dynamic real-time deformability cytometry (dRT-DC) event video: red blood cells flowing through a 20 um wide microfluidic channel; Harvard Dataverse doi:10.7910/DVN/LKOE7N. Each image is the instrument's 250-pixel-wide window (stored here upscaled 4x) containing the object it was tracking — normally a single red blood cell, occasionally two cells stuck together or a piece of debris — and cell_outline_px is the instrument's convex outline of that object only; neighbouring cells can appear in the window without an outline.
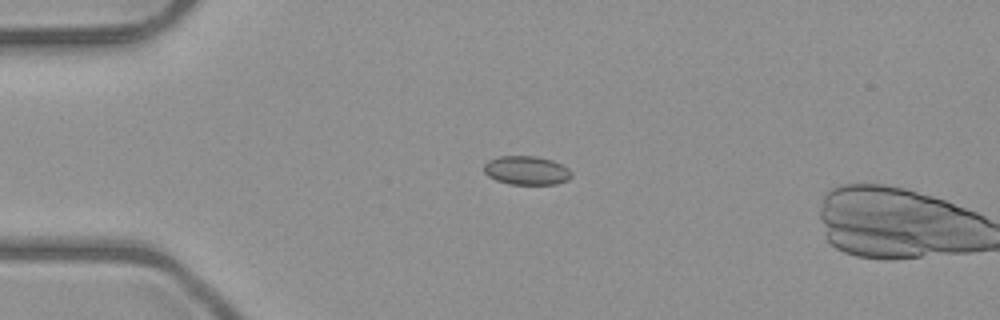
{"species": "common noctule bat (a hibernating species)", "species_latin": "Nyctalus noctula", "temperature_condition": "room temperature", "stored_images_in_passage": 2, "camera_frame_rate_fps": 3000, "um_per_image_px": 0.085, "animal": {"sex": "male", "body_mass_g": 23.1, "forearm_length_mm": 52.7}, "frame": {"image": 1, "passage_image": 1, "time_ms": 0.0, "image_size_px": [1000, 320], "cell_outline_px": [[572, 176], [568, 180], [556, 184], [508, 184], [496, 180], [488, 176], [484, 172], [484, 164], [488, 160], [500, 156], [536, 156], [552, 160], [568, 168], [572, 172]], "centroid_in_image_um": [44.75, 14.49], "position_along_channel_um": 40.2, "area_um2": 14.74}}